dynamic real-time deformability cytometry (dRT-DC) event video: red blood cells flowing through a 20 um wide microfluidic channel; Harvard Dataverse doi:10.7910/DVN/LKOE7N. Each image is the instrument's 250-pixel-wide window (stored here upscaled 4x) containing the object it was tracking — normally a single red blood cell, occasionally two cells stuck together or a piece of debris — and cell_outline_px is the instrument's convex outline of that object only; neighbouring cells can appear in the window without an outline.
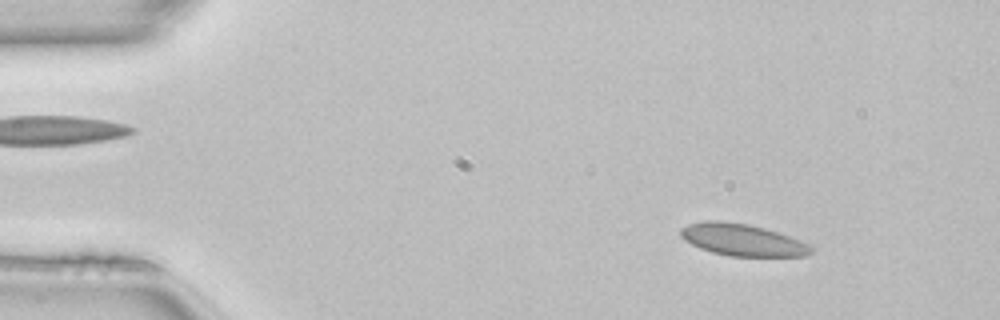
{"species": "common noctule bat (a hibernating species)", "species_latin": "Nyctalus noctula", "temperature_condition": "room temperature", "stored_images_in_passage": 49, "camera_frame_rate_fps": 3000, "um_per_image_px": 0.085, "animal": {"sex": "female", "body_mass_g": 22.7, "forearm_length_mm": 54.2}, "frame": {"image": 1, "passage_image": 6, "time_ms": 1.667, "image_size_px": [1000, 320], "cell_outline_px": [[812, 252], [808, 256], [728, 256], [712, 252], [700, 248], [684, 240], [680, 236], [680, 228], [688, 224], [708, 220], [724, 220], [748, 224], [764, 228], [800, 240], [808, 244], [812, 248]], "centroid_in_image_um": [63.07, 20.38], "position_along_channel_um": 21.9, "area_um2": 24.28}}
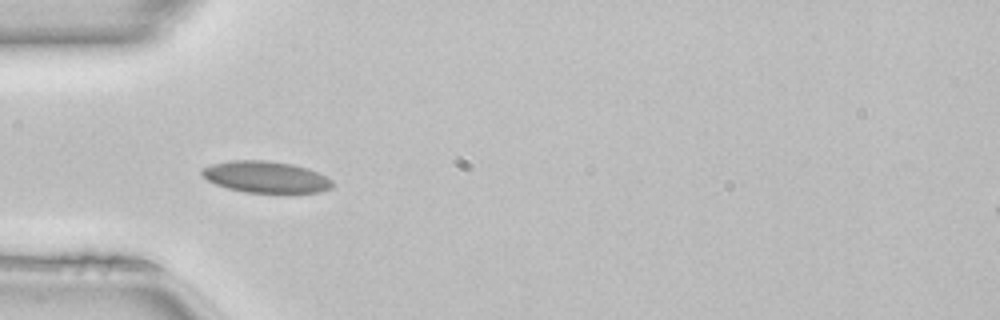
{"frame": {"image": 2, "passage_image": 15, "time_ms": 4.667, "image_size_px": [1000, 320], "cell_outline_px": [[336, 184], [332, 188], [320, 192], [288, 196], [244, 192], [228, 188], [216, 184], [208, 180], [200, 172], [204, 168], [212, 164], [232, 160], [268, 160], [292, 164], [308, 168], [332, 180]], "centroid_in_image_um": [22.69, 15.1], "position_along_channel_um": 62.3, "area_um2": 24.91}}
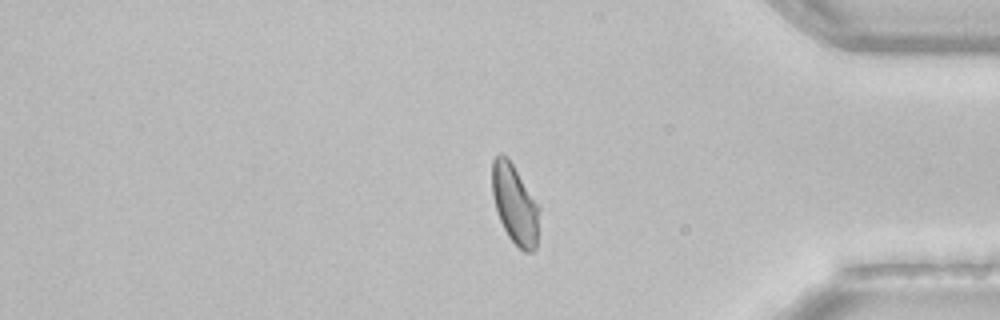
{"frame": {"image": 3, "passage_image": 41, "time_ms": 13.333, "image_size_px": [1000, 320], "cell_outline_px": [[540, 208], [536, 248], [532, 252], [524, 252], [508, 236], [500, 220], [492, 196], [492, 160], [500, 152], [508, 156]], "centroid_in_image_um": [43.76, 17.34], "position_along_channel_um": 391.4, "area_um2": 21.79}, "authors_computed_cell_mechanics": {"area_um2": 23.0622, "velocity_mm_per_s": 4.0905, "shape_relaxation_time_tau1_ms": null, "shape_relaxation_time_tau2_ms": 0.6263, "deformation_change_tau1": null, "deformation_change_tau2": 0.0482}}